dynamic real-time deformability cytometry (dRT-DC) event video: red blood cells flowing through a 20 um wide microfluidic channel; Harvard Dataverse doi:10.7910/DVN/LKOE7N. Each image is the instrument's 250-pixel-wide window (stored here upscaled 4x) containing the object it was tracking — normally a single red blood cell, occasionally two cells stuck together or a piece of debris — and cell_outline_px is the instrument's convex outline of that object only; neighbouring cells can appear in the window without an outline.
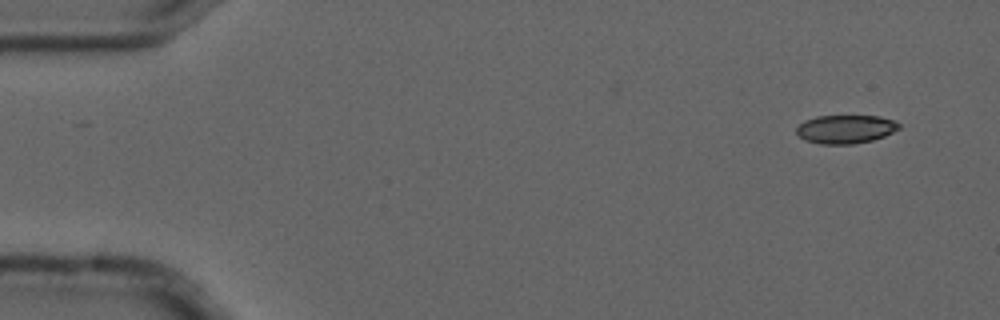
{"species": "common noctule bat (a hibernating species)", "species_latin": "Nyctalus noctula", "temperature_condition": "cold", "stored_images_in_passage": 6, "camera_frame_rate_fps": 3000, "um_per_image_px": 0.085, "animal": {"sex": "male", "forearm_length_mm": 52.5}, "frame": {"image": 1, "passage_image": 1, "time_ms": 0.0, "image_size_px": [1000, 320], "cell_outline_px": [[900, 128], [884, 136], [872, 140], [852, 144], [820, 144], [804, 140], [796, 132], [796, 128], [804, 120], [816, 116], [880, 116], [892, 120], [900, 124]], "centroid_in_image_um": [71.85, 10.98], "position_along_channel_um": 13.2, "area_um2": 16.99}}
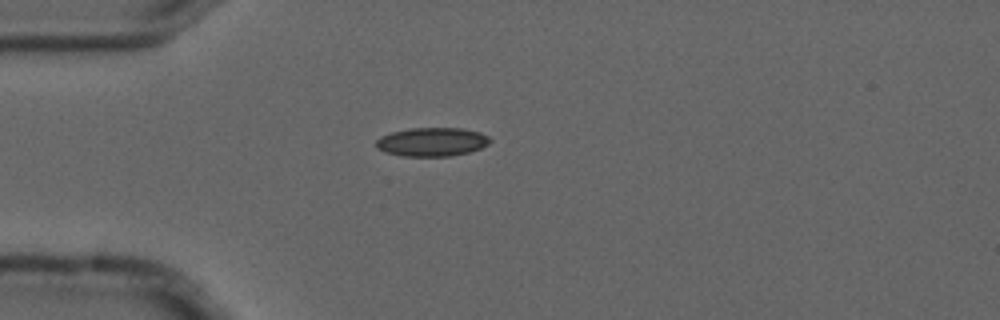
{"frame": {"image": 2, "passage_image": 4, "time_ms": 1.0, "image_size_px": [1000, 320], "cell_outline_px": [[492, 140], [488, 144], [480, 148], [468, 152], [452, 156], [404, 156], [384, 152], [376, 148], [376, 140], [380, 136], [392, 132], [408, 128], [464, 128], [480, 132], [488, 136]], "centroid_in_image_um": [36.71, 12.05], "position_along_channel_um": 48.3, "area_um2": 19.19}}
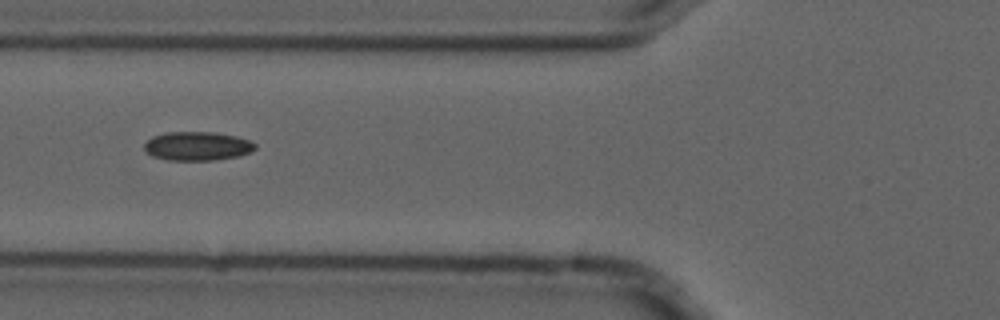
{"frame": {"image": 3, "passage_image": 6, "time_ms": 1.667, "image_size_px": [1000, 320], "cell_outline_px": [[256, 148], [252, 152], [240, 156], [216, 160], [168, 160], [152, 156], [144, 148], [144, 144], [152, 136], [164, 132], [216, 132], [236, 136], [248, 140], [256, 144]], "centroid_in_image_um": [16.79, 12.42], "position_along_channel_um": 109.0, "area_um2": 18.79}}